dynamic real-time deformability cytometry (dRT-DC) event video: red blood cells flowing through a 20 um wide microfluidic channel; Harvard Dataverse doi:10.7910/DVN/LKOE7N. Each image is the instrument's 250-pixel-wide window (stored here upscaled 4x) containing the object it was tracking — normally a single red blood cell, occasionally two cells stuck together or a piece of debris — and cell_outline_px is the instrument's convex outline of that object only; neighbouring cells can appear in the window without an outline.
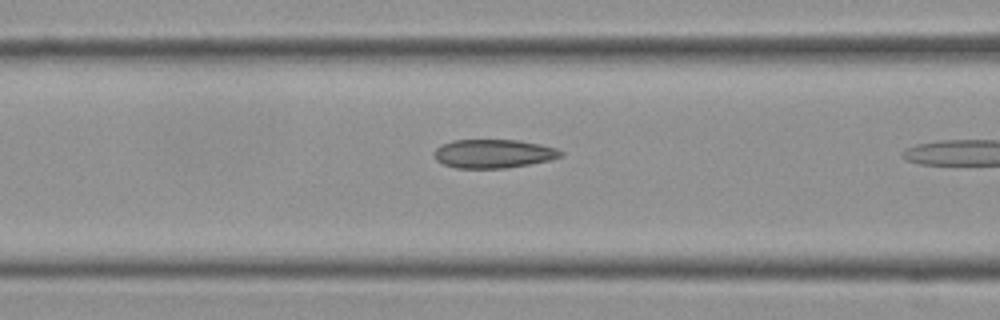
{"species": "Egyptian fruit bat (a non-hibernating species)", "species_latin": "Rousettus aegyptiacus", "temperature_condition": "cold", "stored_images_in_passage": 5, "camera_frame_rate_fps": 3000, "um_per_image_px": 0.085, "frame": {"image": 1, "passage_image": 4, "time_ms": 1.0, "image_size_px": [1000, 320], "cell_outline_px": [[564, 152], [560, 156], [548, 160], [528, 164], [504, 168], [456, 168], [444, 164], [436, 160], [432, 152], [440, 144], [452, 140], [520, 140], [540, 144], [556, 148]], "centroid_in_image_um": [41.89, 13.05], "position_along_channel_um": 124.7, "area_um2": 21.15}}